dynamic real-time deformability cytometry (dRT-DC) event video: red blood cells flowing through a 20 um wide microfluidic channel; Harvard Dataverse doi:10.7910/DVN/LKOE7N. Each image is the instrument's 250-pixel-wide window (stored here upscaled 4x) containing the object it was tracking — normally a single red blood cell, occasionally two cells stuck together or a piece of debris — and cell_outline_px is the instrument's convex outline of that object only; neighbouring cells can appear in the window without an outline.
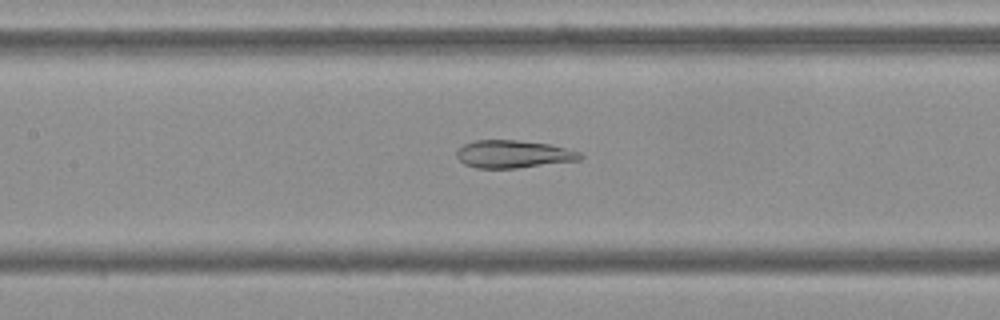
{"species": "Egyptian fruit bat (a non-hibernating species)", "species_latin": "Rousettus aegyptiacus", "temperature_condition": "cold", "stored_images_in_passage": 45, "camera_frame_rate_fps": 3000, "um_per_image_px": 0.085, "frame": {"image": 1, "passage_image": 15, "time_ms": 4.667, "image_size_px": [1000, 320], "cell_outline_px": [[584, 156], [580, 160], [516, 168], [476, 168], [464, 164], [456, 156], [456, 152], [464, 144], [476, 140], [516, 140], [548, 144], [580, 152]], "centroid_in_image_um": [43.62, 13.1], "position_along_channel_um": 163.8, "area_um2": 19.77}}
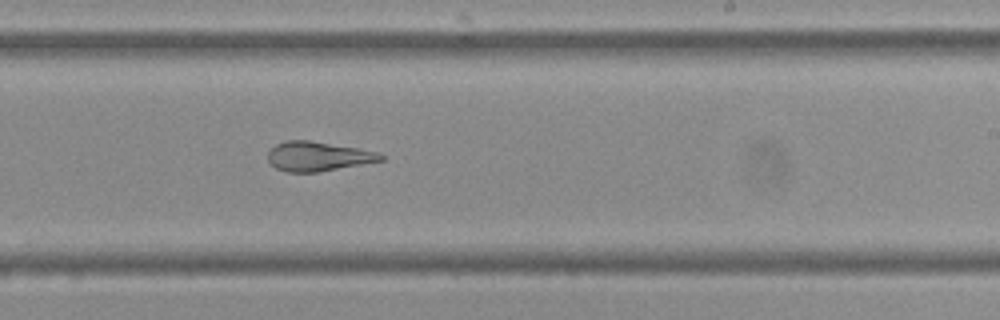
{"frame": {"image": 2, "passage_image": 23, "time_ms": 7.333, "image_size_px": [1000, 320], "cell_outline_px": [[384, 160], [320, 172], [288, 172], [276, 168], [268, 160], [268, 152], [276, 144], [288, 140], [308, 140], [380, 152], [384, 156]], "centroid_in_image_um": [27.04, 13.29], "position_along_channel_um": 262.0, "area_um2": 19.25}}
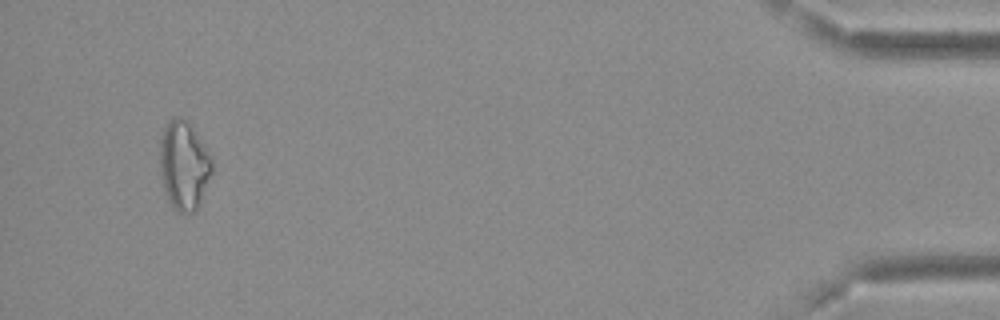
{"frame": {"image": 3, "passage_image": 42, "time_ms": 13.667, "image_size_px": [1000, 320], "cell_outline_px": [[212, 172], [200, 204], [196, 212], [176, 212], [172, 208], [160, 184], [160, 140], [164, 128], [168, 120], [176, 116], [180, 116], [188, 120], [204, 144], [212, 160]], "centroid_in_image_um": [15.61, 14.07], "position_along_channel_um": 419.6, "area_um2": 27.51}, "authors_computed_cell_mechanics": {"area_um2": 22.1952, "velocity_mm_per_s": 3.6933, "shape_relaxation_time_tau1_ms": null, "shape_relaxation_time_tau2_ms": 3.0884, "deformation_change_tau1": null, "deformation_change_tau2": 0.1076}}